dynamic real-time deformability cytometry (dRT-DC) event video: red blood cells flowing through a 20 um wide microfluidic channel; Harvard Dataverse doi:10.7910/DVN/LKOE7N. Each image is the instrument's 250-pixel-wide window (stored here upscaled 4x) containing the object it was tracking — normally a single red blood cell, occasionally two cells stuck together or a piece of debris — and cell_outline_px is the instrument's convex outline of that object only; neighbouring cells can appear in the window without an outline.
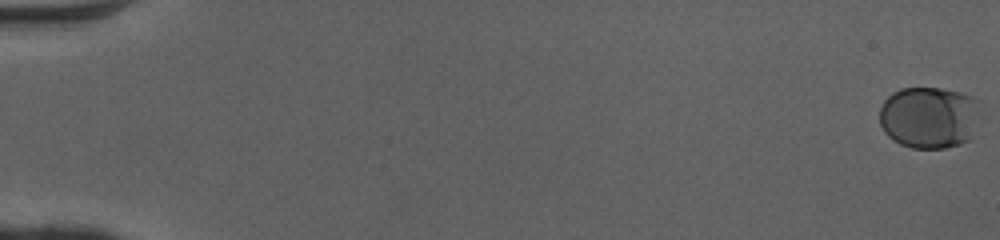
{"species": "human", "species_latin": "Homo sapiens", "temperature_condition": "cold", "stored_images_in_passage": 52, "camera_frame_rate_fps": 3000, "um_per_image_px": 0.085, "donor": {"sex": "female"}, "frame": {"image": 1, "passage_image": 1, "time_ms": 0.0, "image_size_px": [1000, 240], "cell_outline_px": [[980, 100], [972, 140], [960, 144], [944, 148], [912, 148], [900, 144], [892, 140], [884, 132], [880, 124], [880, 108], [884, 100], [892, 92], [900, 88], [940, 88], [960, 92], [972, 96]], "centroid_in_image_um": [78.97, 9.98], "position_along_channel_um": 6.0, "area_um2": 36.76}}
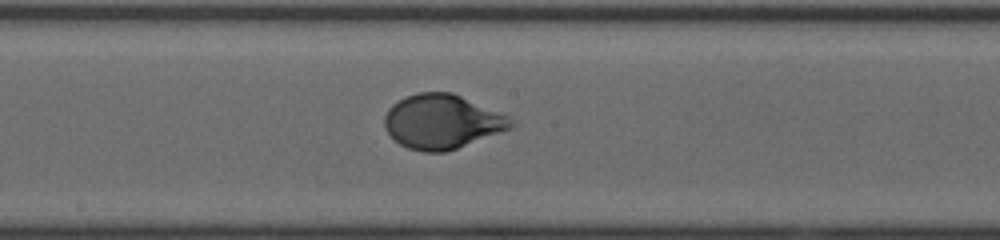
{"frame": {"image": 2, "passage_image": 30, "time_ms": 9.667, "image_size_px": [1000, 240], "cell_outline_px": [[516, 124], [512, 128], [456, 148], [444, 152], [424, 152], [408, 148], [400, 144], [384, 128], [384, 116], [388, 108], [392, 104], [404, 96], [420, 92], [452, 92], [508, 116]], "centroid_in_image_um": [37.55, 10.33], "position_along_channel_um": 210.7, "area_um2": 39.82}}
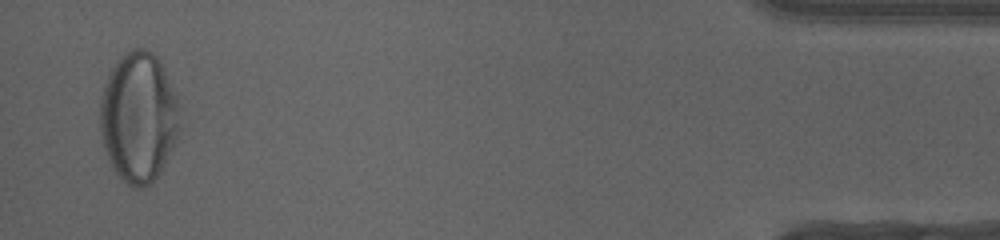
{"frame": {"image": 3, "passage_image": 51, "time_ms": 16.667, "image_size_px": [1000, 240], "cell_outline_px": [[180, 104], [176, 140], [160, 172], [144, 188], [132, 188], [112, 168], [104, 148], [100, 128], [100, 100], [104, 84], [108, 72], [116, 60], [124, 52], [132, 48], [144, 48], [152, 52], [156, 56], [164, 68]], "centroid_in_image_um": [11.76, 9.92], "position_along_channel_um": 423.4, "area_um2": 60.52}, "authors_computed_cell_mechanics": {"area_um2": 39.2462, "velocity_mm_per_s": 4.0741, "shape_relaxation_time_tau1_ms": 2.6118, "shape_relaxation_time_tau2_ms": null, "deformation_change_tau1": 0.147, "deformation_change_tau2": null}}